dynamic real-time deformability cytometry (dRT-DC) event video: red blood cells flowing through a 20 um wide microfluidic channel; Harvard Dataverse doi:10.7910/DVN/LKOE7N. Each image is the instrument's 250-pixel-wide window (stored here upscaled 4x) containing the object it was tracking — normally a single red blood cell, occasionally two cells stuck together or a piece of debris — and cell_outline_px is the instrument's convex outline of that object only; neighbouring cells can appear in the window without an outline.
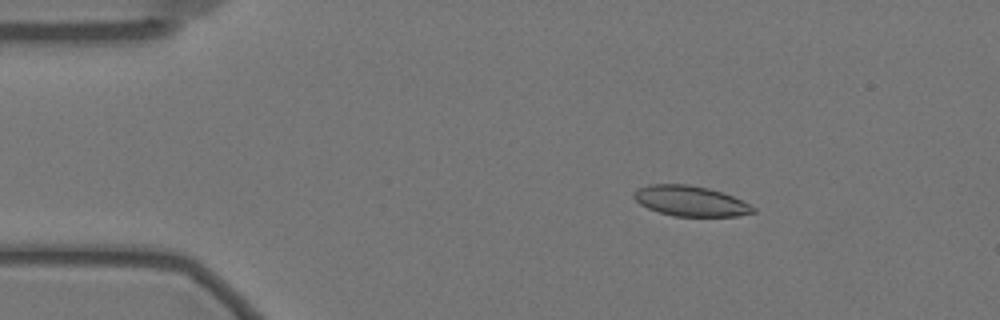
{"species": "Egyptian fruit bat (a non-hibernating species)", "species_latin": "Rousettus aegyptiacus", "temperature_condition": "warm", "stored_images_in_passage": 59, "segment_of_instrument_passage": [1, 2], "camera_frame_rate_fps": 3000, "um_per_image_px": 0.085, "animal": {"sex": "female"}, "frame": {"image": 1, "passage_image": 9, "time_ms": 2.667, "image_size_px": [1000, 320], "cell_outline_px": [[756, 212], [736, 216], [672, 216], [648, 208], [640, 204], [632, 196], [632, 192], [648, 184], [688, 184], [708, 188], [732, 196], [756, 208]], "centroid_in_image_um": [58.66, 17.08], "position_along_channel_um": 26.3, "area_um2": 20.92}}
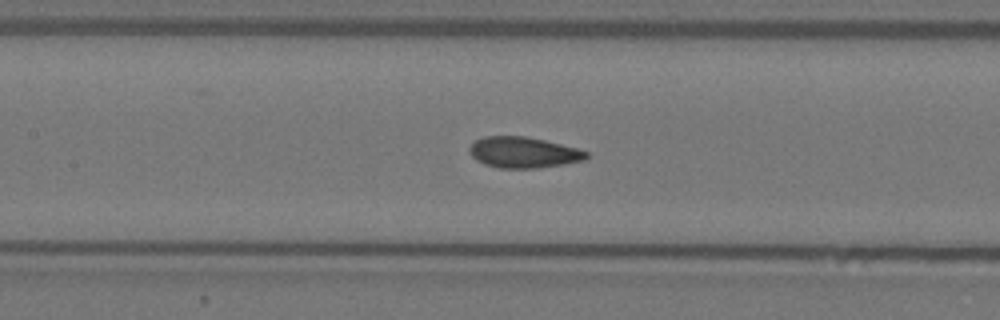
{"frame": {"image": 2, "passage_image": 26, "time_ms": 8.333, "image_size_px": [1000, 320], "cell_outline_px": [[588, 156], [584, 160], [564, 164], [536, 168], [500, 168], [484, 164], [476, 160], [472, 156], [468, 148], [476, 140], [484, 136], [524, 136], [544, 140], [576, 148], [588, 152]], "centroid_in_image_um": [44.47, 12.96], "position_along_channel_um": 162.9, "area_um2": 20.92}}
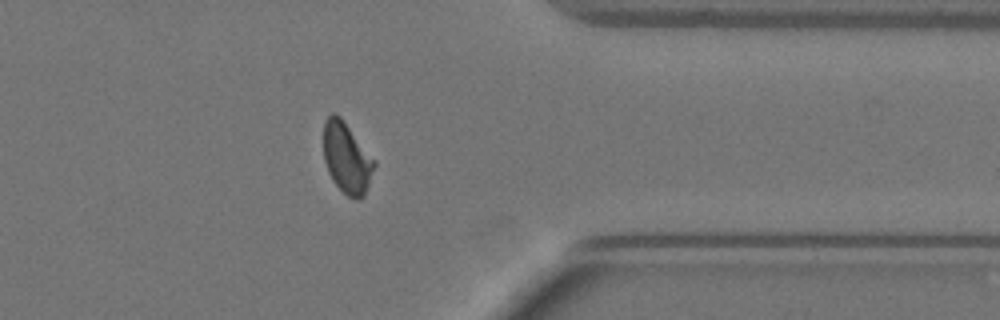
{"frame": {"image": 3, "passage_image": 46, "time_ms": 15.0, "image_size_px": [1000, 320], "cell_outline_px": [[376, 164], [364, 196], [360, 200], [356, 200], [348, 196], [332, 180], [328, 172], [324, 160], [324, 120], [332, 112], [336, 112], [344, 120], [376, 160]], "centroid_in_image_um": [29.48, 13.4], "position_along_channel_um": 381.9, "area_um2": 21.15}}